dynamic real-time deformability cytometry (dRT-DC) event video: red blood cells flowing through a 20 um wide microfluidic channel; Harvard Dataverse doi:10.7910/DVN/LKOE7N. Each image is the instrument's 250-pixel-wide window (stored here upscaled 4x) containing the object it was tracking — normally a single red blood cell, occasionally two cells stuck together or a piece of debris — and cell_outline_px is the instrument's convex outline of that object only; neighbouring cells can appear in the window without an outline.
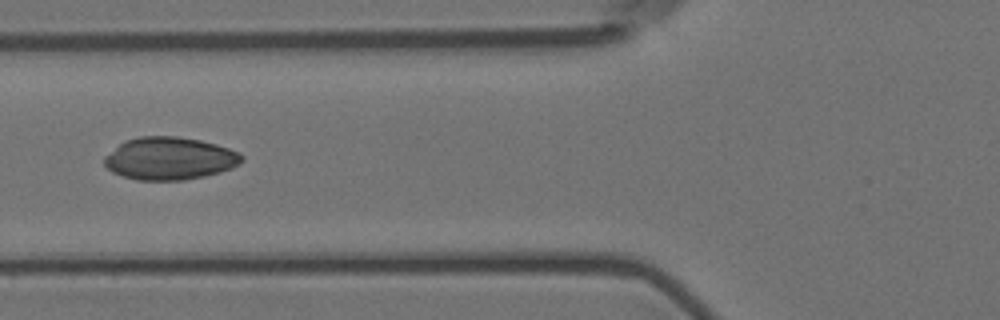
{"species": "Egyptian fruit bat (a non-hibernating species)", "species_latin": "Rousettus aegyptiacus", "temperature_condition": "room temperature", "stored_images_in_passage": 33, "camera_frame_rate_fps": 3000, "um_per_image_px": 0.085, "animal": {"sex": "female"}, "frame": {"image": 1, "passage_image": 5, "time_ms": 1.333, "image_size_px": [1000, 320], "cell_outline_px": [[244, 160], [240, 164], [232, 168], [220, 172], [204, 176], [184, 180], [136, 180], [112, 172], [104, 164], [104, 156], [124, 140], [140, 136], [176, 136], [200, 140], [216, 144], [240, 152], [244, 156]], "centroid_in_image_um": [14.43, 13.46], "position_along_channel_um": 111.4, "area_um2": 34.33}}
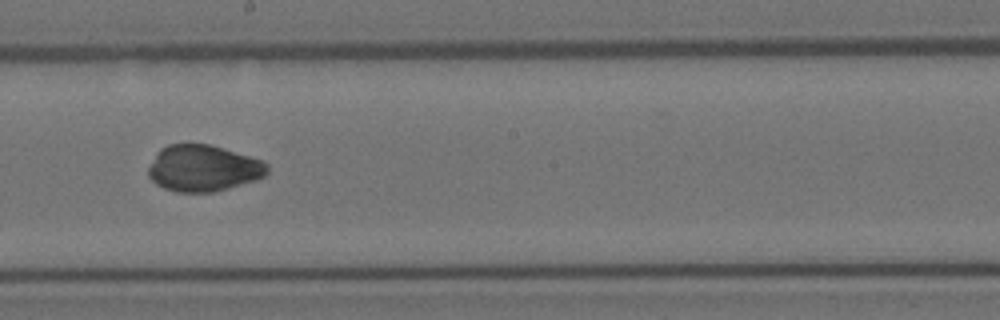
{"frame": {"image": 2, "passage_image": 15, "time_ms": 4.667, "image_size_px": [1000, 320], "cell_outline_px": [[268, 172], [264, 176], [256, 180], [228, 188], [212, 192], [176, 192], [164, 188], [156, 184], [148, 176], [148, 168], [156, 152], [160, 148], [168, 144], [208, 144], [264, 160], [268, 164]], "centroid_in_image_um": [17.27, 14.3], "position_along_channel_um": 230.9, "area_um2": 32.25}}
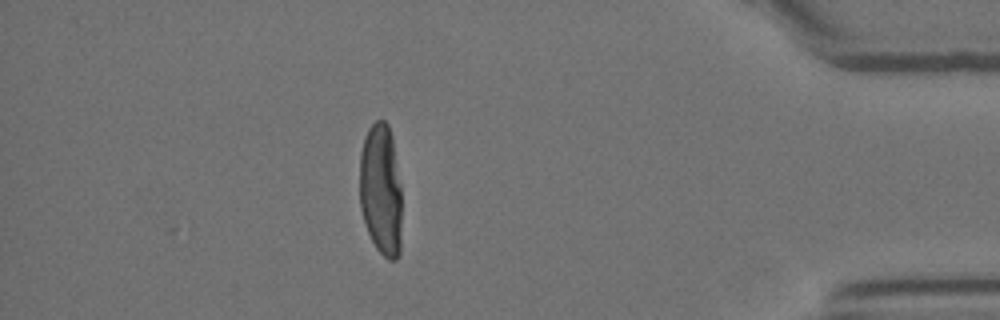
{"frame": {"image": 3, "passage_image": 33, "time_ms": 10.667, "image_size_px": [1000, 320], "cell_outline_px": [[400, 252], [396, 260], [388, 260], [376, 248], [368, 232], [360, 208], [360, 152], [364, 136], [368, 128], [376, 120], [384, 120], [388, 124], [392, 136], [400, 184]], "centroid_in_image_um": [32.36, 16.11], "position_along_channel_um": 402.8, "area_um2": 32.43}}